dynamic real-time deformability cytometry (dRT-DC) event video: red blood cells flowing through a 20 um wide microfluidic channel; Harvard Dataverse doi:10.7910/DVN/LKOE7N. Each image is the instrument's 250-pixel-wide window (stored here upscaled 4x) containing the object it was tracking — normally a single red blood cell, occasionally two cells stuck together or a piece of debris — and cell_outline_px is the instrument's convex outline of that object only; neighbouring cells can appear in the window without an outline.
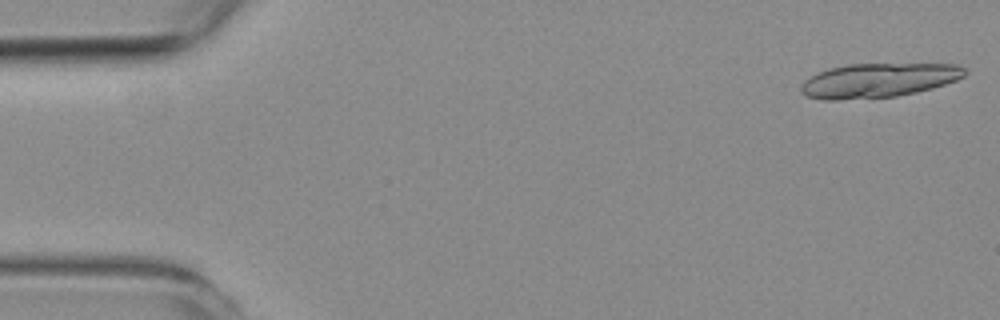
{"species": "common noctule bat (a hibernating species)", "species_latin": "Nyctalus noctula", "temperature_condition": "room temperature", "stored_images_in_passage": 9, "camera_frame_rate_fps": 3000, "um_per_image_px": 0.085, "animal": {"sex": "female", "body_mass_g": 19.3, "forearm_length_mm": 54.1}, "frame": {"image": 1, "passage_image": 1, "time_ms": 0.0, "image_size_px": [1000, 320], "cell_outline_px": [[968, 72], [964, 76], [956, 80], [932, 88], [916, 92], [896, 96], [836, 100], [824, 100], [808, 96], [800, 92], [800, 88], [804, 80], [828, 68], [848, 64], [956, 64], [964, 68]], "centroid_in_image_um": [74.66, 6.82], "position_along_channel_um": 10.3, "area_um2": 32.54}}